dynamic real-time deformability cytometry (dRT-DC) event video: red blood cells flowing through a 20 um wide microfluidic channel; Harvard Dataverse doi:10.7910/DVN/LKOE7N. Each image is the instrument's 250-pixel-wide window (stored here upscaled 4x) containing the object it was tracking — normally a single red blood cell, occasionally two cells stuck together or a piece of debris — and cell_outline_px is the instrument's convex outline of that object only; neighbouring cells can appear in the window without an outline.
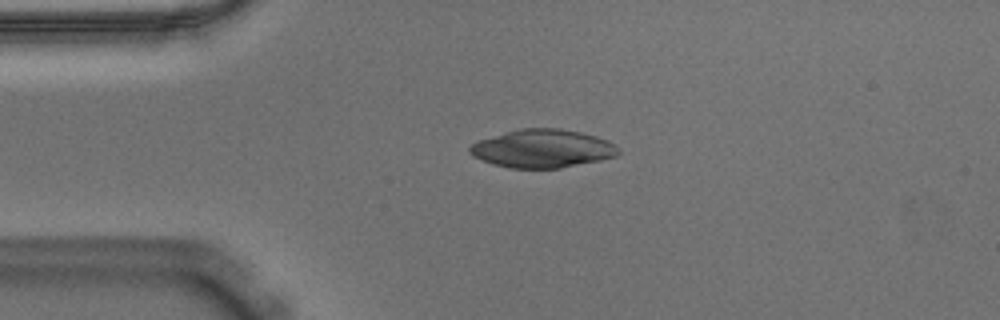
{"species": "Egyptian fruit bat (a non-hibernating species)", "species_latin": "Rousettus aegyptiacus", "temperature_condition": "warm", "stored_images_in_passage": 53, "camera_frame_rate_fps": 3000, "um_per_image_px": 0.085, "animal": {"sex": "male"}, "frame": {"image": 1, "passage_image": 11, "time_ms": 3.333, "image_size_px": [1000, 320], "cell_outline_px": [[620, 152], [616, 156], [600, 160], [560, 168], [508, 168], [492, 164], [472, 156], [468, 152], [468, 148], [476, 140], [520, 128], [560, 128], [580, 132], [596, 136], [608, 140], [616, 144], [620, 148]], "centroid_in_image_um": [46.1, 12.62], "position_along_channel_um": 38.9, "area_um2": 33.41}}
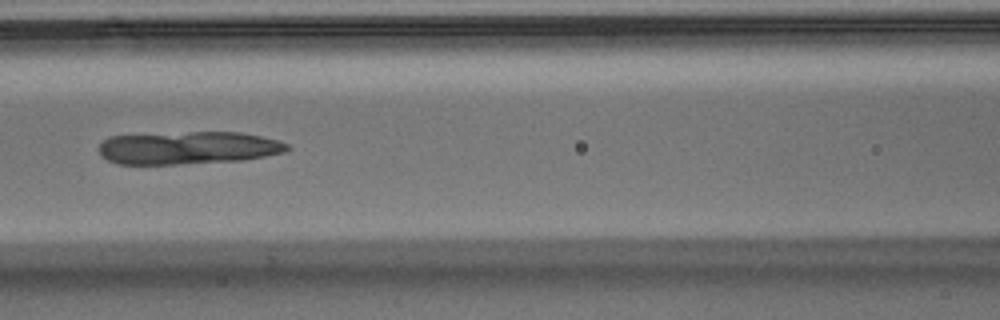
{"frame": {"image": 2, "passage_image": 22, "time_ms": 7.0, "image_size_px": [1000, 320], "cell_outline_px": [[292, 148], [284, 152], [244, 160], [176, 164], [120, 164], [108, 160], [100, 152], [100, 144], [108, 136], [192, 132], [240, 132], [260, 136], [276, 140], [288, 144]], "centroid_in_image_um": [16.01, 12.56], "position_along_channel_um": 150.6, "area_um2": 35.72}}
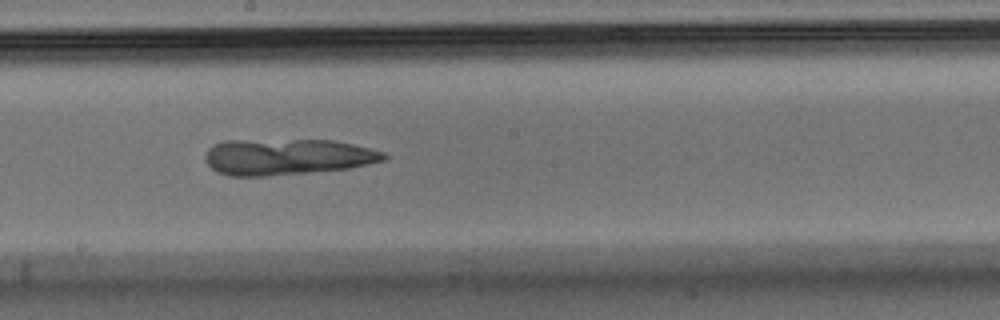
{"frame": {"image": 3, "passage_image": 28, "time_ms": 9.0, "image_size_px": [1000, 320], "cell_outline_px": [[388, 156], [384, 160], [368, 164], [348, 168], [308, 172], [264, 176], [228, 176], [216, 172], [208, 164], [204, 156], [208, 148], [212, 144], [224, 140], [332, 140], [352, 144], [384, 152]], "centroid_in_image_um": [24.35, 13.32], "position_along_channel_um": 223.9, "area_um2": 37.57}}